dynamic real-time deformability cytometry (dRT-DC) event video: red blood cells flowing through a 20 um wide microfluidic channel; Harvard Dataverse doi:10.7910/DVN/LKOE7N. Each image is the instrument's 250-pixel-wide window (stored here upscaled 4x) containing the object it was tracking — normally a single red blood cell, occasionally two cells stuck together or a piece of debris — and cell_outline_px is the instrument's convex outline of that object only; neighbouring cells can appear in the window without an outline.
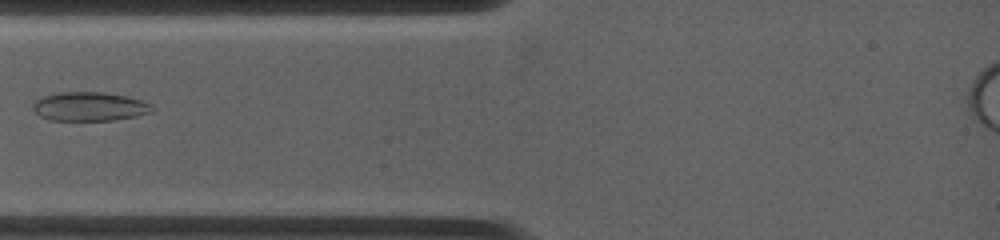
{"species": "common noctule bat (a hibernating species)", "species_latin": "Nyctalus noctula", "temperature_condition": "warm", "stored_images_in_passage": 17, "camera_frame_rate_fps": 4500, "um_per_image_px": 0.085, "animal": {"sex": "female", "body_mass_g": 19.0, "forearm_length_mm": 53.3}, "frame": {"image": 1, "passage_image": 3, "time_ms": 2.0, "image_size_px": [1000, 240], "cell_outline_px": [[152, 112], [136, 116], [112, 120], [48, 120], [40, 116], [32, 108], [32, 104], [36, 100], [44, 96], [60, 92], [104, 92], [124, 96], [140, 100], [152, 104]], "centroid_in_image_um": [7.58, 9.05], "position_along_channel_um": 77.4, "area_um2": 19.94}}
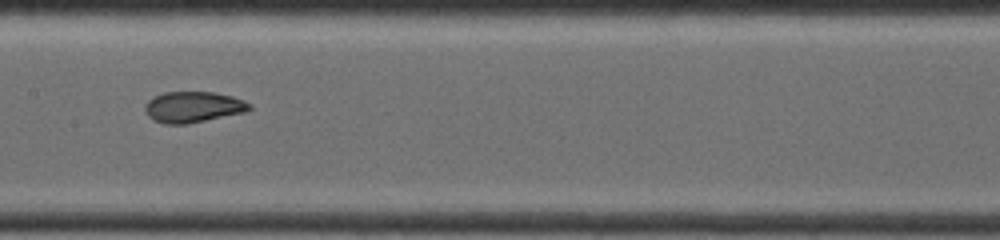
{"frame": {"image": 2, "passage_image": 6, "time_ms": 4.889, "image_size_px": [1000, 240], "cell_outline_px": [[252, 108], [244, 112], [188, 124], [164, 124], [152, 120], [144, 112], [144, 104], [152, 96], [164, 92], [212, 92], [232, 96], [244, 100], [252, 104]], "centroid_in_image_um": [16.37, 9.09], "position_along_channel_um": 191.0, "area_um2": 19.07}}
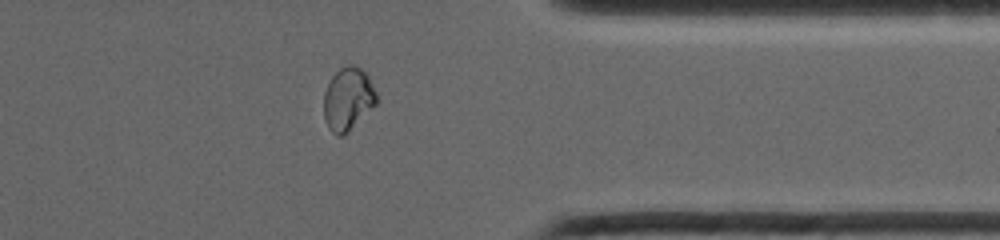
{"frame": {"image": 3, "passage_image": 13, "time_ms": 10.0, "image_size_px": [1000, 240], "cell_outline_px": [[376, 104], [344, 136], [336, 136], [328, 128], [324, 120], [324, 92], [332, 76], [340, 68], [348, 64], [352, 64], [360, 68], [368, 76], [376, 92]], "centroid_in_image_um": [29.56, 8.43], "position_along_channel_um": 381.8, "area_um2": 19.31}}